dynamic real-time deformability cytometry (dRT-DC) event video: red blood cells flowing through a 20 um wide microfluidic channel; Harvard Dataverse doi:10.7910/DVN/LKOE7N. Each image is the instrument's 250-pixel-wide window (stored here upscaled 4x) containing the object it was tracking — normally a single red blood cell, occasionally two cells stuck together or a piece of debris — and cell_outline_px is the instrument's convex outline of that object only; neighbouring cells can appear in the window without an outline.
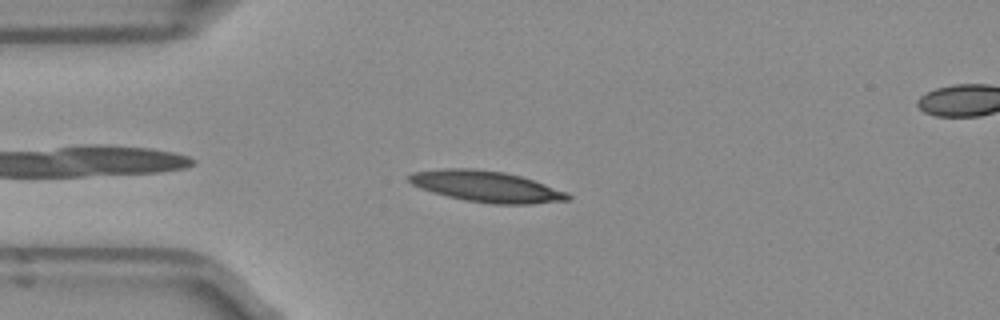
{"species": "Egyptian fruit bat (a non-hibernating species)", "species_latin": "Rousettus aegyptiacus", "temperature_condition": "room temperature", "stored_images_in_passage": 42, "camera_frame_rate_fps": 3000, "um_per_image_px": 0.085, "frame": {"image": 1, "passage_image": 3, "time_ms": 0.667, "image_size_px": [1000, 320], "cell_outline_px": [[572, 200], [532, 204], [492, 204], [464, 200], [432, 192], [420, 188], [412, 184], [408, 180], [408, 176], [412, 172], [440, 168], [472, 168], [504, 172], [520, 176], [568, 192], [572, 196]], "centroid_in_image_um": [41.35, 15.85], "position_along_channel_um": 43.6, "area_um2": 28.9}}
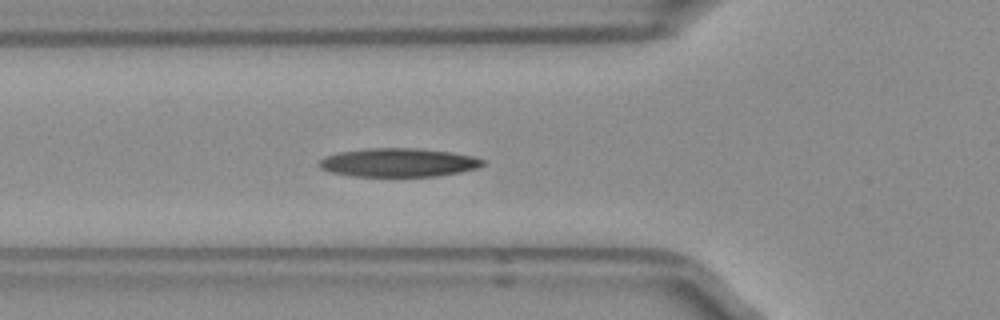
{"frame": {"image": 2, "passage_image": 8, "time_ms": 2.333, "image_size_px": [1000, 320], "cell_outline_px": [[484, 164], [476, 168], [460, 172], [436, 176], [352, 176], [332, 172], [320, 168], [320, 160], [324, 156], [336, 152], [364, 148], [420, 148], [452, 152], [472, 156], [484, 160]], "centroid_in_image_um": [33.85, 13.8], "position_along_channel_um": 92.0, "area_um2": 27.34}}
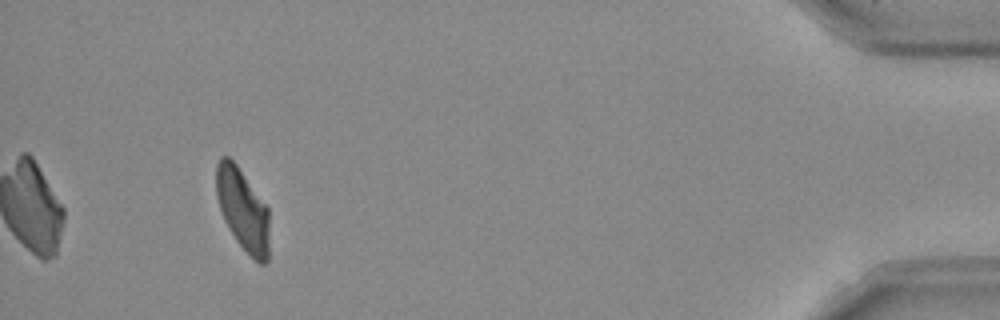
{"frame": {"image": 3, "passage_image": 38, "time_ms": 12.333, "image_size_px": [1000, 320], "cell_outline_px": [[268, 260], [264, 264], [260, 264], [236, 240], [228, 228], [224, 220], [216, 196], [216, 164], [220, 156], [228, 156], [236, 164], [268, 208]], "centroid_in_image_um": [20.61, 17.79], "position_along_channel_um": 414.6, "area_um2": 25.03}}